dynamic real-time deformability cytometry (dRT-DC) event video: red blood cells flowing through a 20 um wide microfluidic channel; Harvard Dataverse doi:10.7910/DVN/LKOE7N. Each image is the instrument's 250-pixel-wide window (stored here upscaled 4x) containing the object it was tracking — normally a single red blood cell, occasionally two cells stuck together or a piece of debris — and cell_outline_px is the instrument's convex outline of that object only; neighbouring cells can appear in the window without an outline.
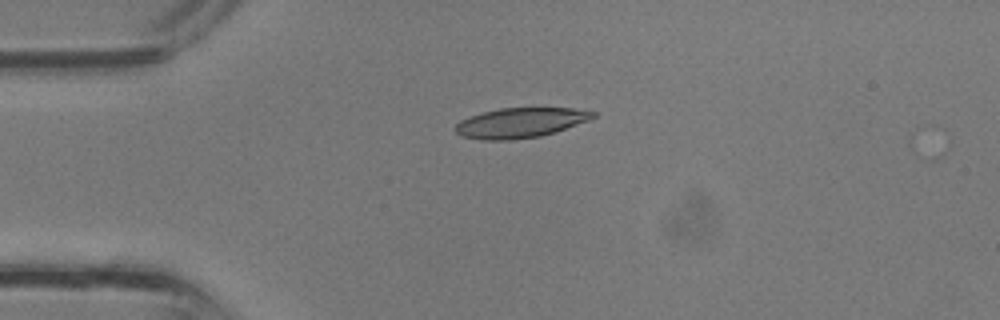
{"species": "common noctule bat (a hibernating species)", "species_latin": "Nyctalus noctula", "temperature_condition": "room temperature", "stored_images_in_passage": 24, "camera_frame_rate_fps": 3000, "um_per_image_px": 0.085, "animal": {"sex": "male", "body_mass_g": 13.3}, "frame": {"image": 1, "passage_image": 1, "time_ms": 0.0, "image_size_px": [1000, 320], "cell_outline_px": [[596, 116], [588, 120], [540, 136], [508, 140], [480, 140], [464, 136], [456, 132], [452, 128], [460, 120], [468, 116], [500, 108], [572, 108], [596, 112]], "centroid_in_image_um": [44.17, 10.43], "position_along_channel_um": 40.8, "area_um2": 23.76}}
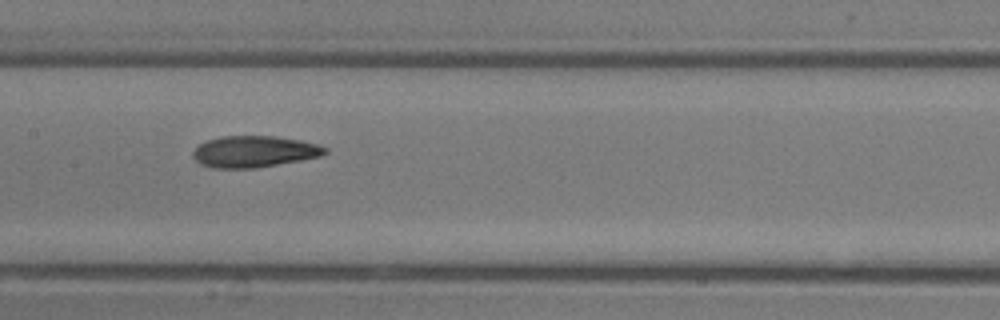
{"frame": {"image": 2, "passage_image": 10, "time_ms": 3.0, "image_size_px": [1000, 320], "cell_outline_px": [[328, 152], [320, 156], [300, 160], [256, 168], [212, 168], [200, 164], [192, 156], [192, 152], [200, 144], [208, 140], [224, 136], [276, 136], [300, 140], [320, 144], [328, 148]], "centroid_in_image_um": [21.63, 12.88], "position_along_channel_um": 185.8, "area_um2": 24.22}}
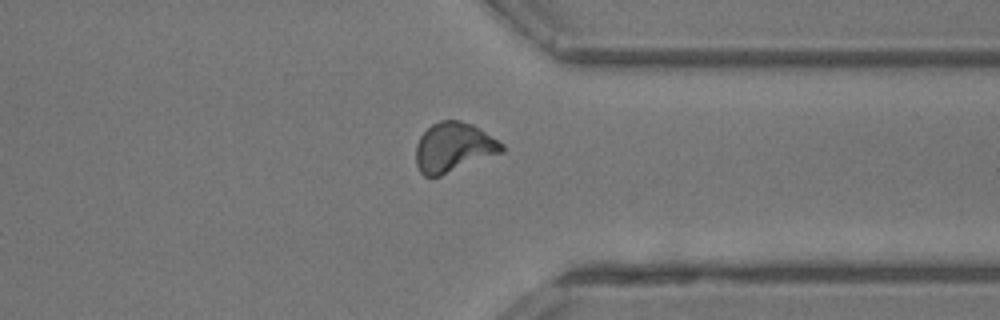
{"frame": {"image": 3, "passage_image": 20, "time_ms": 6.333, "image_size_px": [1000, 320], "cell_outline_px": [[504, 152], [440, 176], [424, 176], [420, 172], [416, 164], [416, 144], [420, 136], [432, 124], [440, 120], [460, 120], [472, 124], [480, 128], [504, 144]], "centroid_in_image_um": [38.56, 12.52], "position_along_channel_um": 372.8, "area_um2": 24.91}}